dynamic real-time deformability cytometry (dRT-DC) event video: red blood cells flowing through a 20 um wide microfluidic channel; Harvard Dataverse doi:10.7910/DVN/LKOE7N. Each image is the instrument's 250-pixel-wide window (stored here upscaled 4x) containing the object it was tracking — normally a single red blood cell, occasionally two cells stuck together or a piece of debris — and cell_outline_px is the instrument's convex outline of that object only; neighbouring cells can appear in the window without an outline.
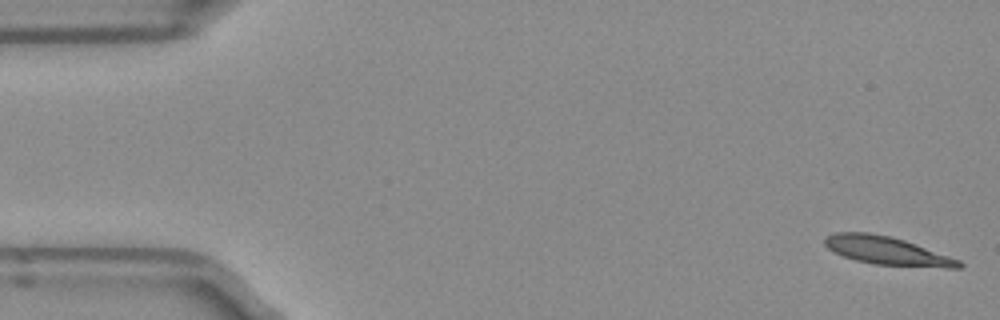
{"species": "Egyptian fruit bat (a non-hibernating species)", "species_latin": "Rousettus aegyptiacus", "temperature_condition": "room temperature", "stored_images_in_passage": 50, "camera_frame_rate_fps": 3000, "um_per_image_px": 0.085, "frame": {"image": 1, "passage_image": 1, "time_ms": 0.0, "image_size_px": [1000, 320], "cell_outline_px": [[964, 264], [960, 268], [948, 268], [876, 264], [856, 260], [844, 256], [828, 248], [824, 244], [824, 240], [828, 236], [836, 232], [868, 232], [892, 236], [904, 240], [960, 260]], "centroid_in_image_um": [75.41, 21.31], "position_along_channel_um": 9.6, "area_um2": 21.79}}
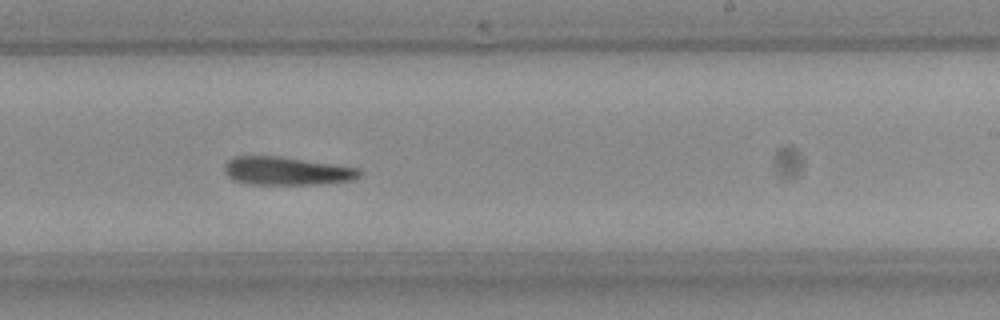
{"frame": {"image": 2, "passage_image": 30, "time_ms": 9.667, "image_size_px": [1000, 320], "cell_outline_px": [[360, 176], [348, 180], [320, 184], [252, 184], [232, 180], [228, 176], [224, 168], [224, 164], [228, 160], [236, 156], [280, 156], [360, 168]], "centroid_in_image_um": [24.33, 14.52], "position_along_channel_um": 264.7, "area_um2": 22.02}}
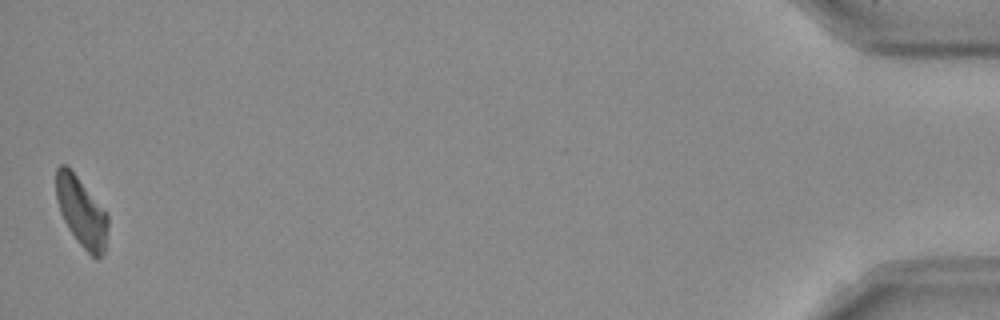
{"frame": {"image": 3, "passage_image": 50, "time_ms": 16.333, "image_size_px": [1000, 320], "cell_outline_px": [[108, 228], [104, 252], [96, 260], [80, 244], [64, 220], [60, 212], [56, 196], [56, 168], [60, 164], [64, 164], [76, 176], [108, 216]], "centroid_in_image_um": [6.91, 18.03], "position_along_channel_um": 428.3, "area_um2": 20.23}}